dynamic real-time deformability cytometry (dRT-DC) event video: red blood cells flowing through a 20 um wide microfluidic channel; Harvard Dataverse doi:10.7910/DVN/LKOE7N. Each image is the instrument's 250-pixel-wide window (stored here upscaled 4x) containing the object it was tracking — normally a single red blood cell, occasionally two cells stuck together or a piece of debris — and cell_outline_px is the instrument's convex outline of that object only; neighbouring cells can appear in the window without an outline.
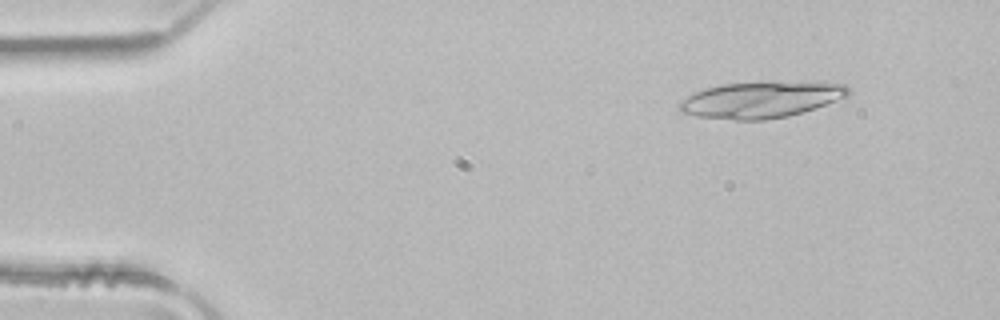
{"species": "common noctule bat (a hibernating species)", "species_latin": "Nyctalus noctula", "temperature_condition": "room temperature", "stored_images_in_passage": 2, "camera_frame_rate_fps": 3000, "um_per_image_px": 0.085, "animal": {"sex": "male", "body_mass_g": 21.5, "forearm_length_mm": 52.0}, "frame": {"image": 1, "passage_image": 1, "time_ms": 0.0, "image_size_px": [1000, 320], "cell_outline_px": [[852, 92], [848, 96], [816, 108], [788, 116], [764, 120], [736, 120], [696, 116], [680, 112], [676, 104], [680, 100], [704, 88], [720, 84], [756, 80], [760, 80], [844, 84]], "centroid_in_image_um": [64.65, 8.45], "position_along_channel_um": 20.4, "area_um2": 36.41}}